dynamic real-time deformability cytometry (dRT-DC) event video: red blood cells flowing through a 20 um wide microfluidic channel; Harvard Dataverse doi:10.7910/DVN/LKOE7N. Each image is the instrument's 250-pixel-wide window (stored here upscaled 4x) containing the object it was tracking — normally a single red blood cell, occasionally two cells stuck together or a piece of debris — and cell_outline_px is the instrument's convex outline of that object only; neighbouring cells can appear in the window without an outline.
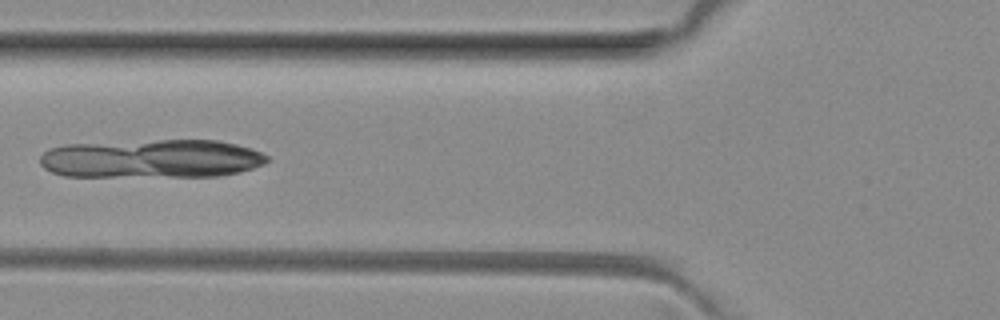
{"species": "common noctule bat (a hibernating species)", "species_latin": "Nyctalus noctula", "temperature_condition": "room temperature", "stored_images_in_passage": 8, "camera_frame_rate_fps": 3000, "um_per_image_px": 0.085, "animal": {"sex": "female", "body_mass_g": 29.2, "forearm_length_mm": 56.3}, "frame": {"image": 1, "passage_image": 4, "time_ms": 1.0, "image_size_px": [1000, 320], "cell_outline_px": [[260, 160], [240, 168], [228, 172], [164, 172], [140, 148], [156, 144], [192, 140], [224, 144], [240, 148], [252, 152]], "centroid_in_image_um": [16.89, 13.33], "position_along_channel_um": 108.9, "area_um2": 20.17}}